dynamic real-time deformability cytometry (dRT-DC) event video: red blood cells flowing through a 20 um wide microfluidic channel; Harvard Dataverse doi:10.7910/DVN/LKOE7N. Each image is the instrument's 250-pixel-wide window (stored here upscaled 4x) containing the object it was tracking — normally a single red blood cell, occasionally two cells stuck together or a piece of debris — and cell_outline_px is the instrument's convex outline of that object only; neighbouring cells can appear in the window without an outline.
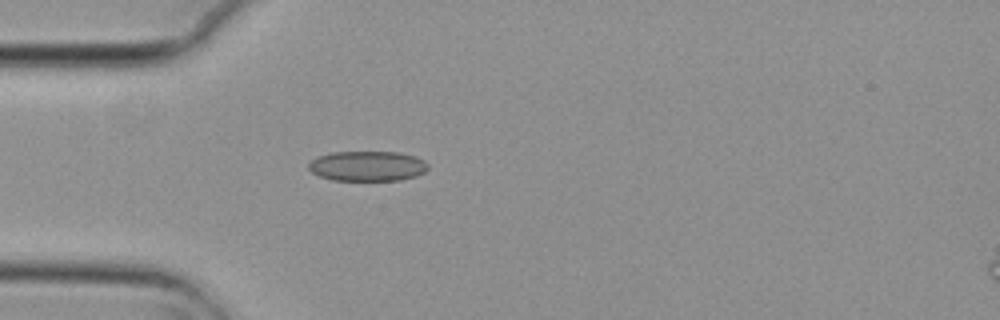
{"species": "common noctule bat (a hibernating species)", "species_latin": "Nyctalus noctula", "temperature_condition": "cold", "stored_images_in_passage": 3, "camera_frame_rate_fps": 3000, "um_per_image_px": 0.085, "animal": {"sex": "female", "body_mass_g": 29.2, "forearm_length_mm": 56.3}, "frame": {"image": 1, "passage_image": 2, "time_ms": 0.333, "image_size_px": [1000, 320], "cell_outline_px": [[428, 168], [424, 172], [416, 176], [400, 180], [332, 180], [320, 176], [312, 172], [308, 168], [308, 164], [316, 156], [332, 152], [400, 152], [416, 156], [424, 160], [428, 164]], "centroid_in_image_um": [31.24, 14.11], "position_along_channel_um": 53.8, "area_um2": 21.04}}